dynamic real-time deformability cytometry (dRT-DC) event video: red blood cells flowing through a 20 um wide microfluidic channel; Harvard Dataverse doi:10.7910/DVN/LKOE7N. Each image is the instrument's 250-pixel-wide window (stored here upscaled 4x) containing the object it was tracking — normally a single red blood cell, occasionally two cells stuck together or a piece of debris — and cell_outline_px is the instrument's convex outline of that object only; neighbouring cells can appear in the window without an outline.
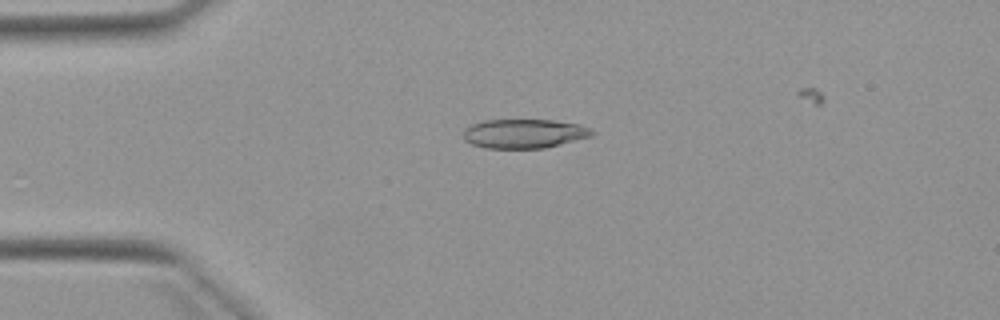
{"species": "Egyptian fruit bat (a non-hibernating species)", "species_latin": "Rousettus aegyptiacus", "temperature_condition": "warm", "stored_images_in_passage": 2, "camera_frame_rate_fps": 3000, "um_per_image_px": 0.085, "animal": {"sex": "female"}, "frame": {"image": 1, "passage_image": 2, "time_ms": 1.0, "image_size_px": [1000, 320], "cell_outline_px": [[596, 132], [592, 136], [544, 148], [484, 148], [472, 144], [464, 140], [464, 128], [472, 124], [484, 120], [552, 120], [580, 124]], "centroid_in_image_um": [44.54, 11.35], "position_along_channel_um": 40.5, "area_um2": 21.85}}